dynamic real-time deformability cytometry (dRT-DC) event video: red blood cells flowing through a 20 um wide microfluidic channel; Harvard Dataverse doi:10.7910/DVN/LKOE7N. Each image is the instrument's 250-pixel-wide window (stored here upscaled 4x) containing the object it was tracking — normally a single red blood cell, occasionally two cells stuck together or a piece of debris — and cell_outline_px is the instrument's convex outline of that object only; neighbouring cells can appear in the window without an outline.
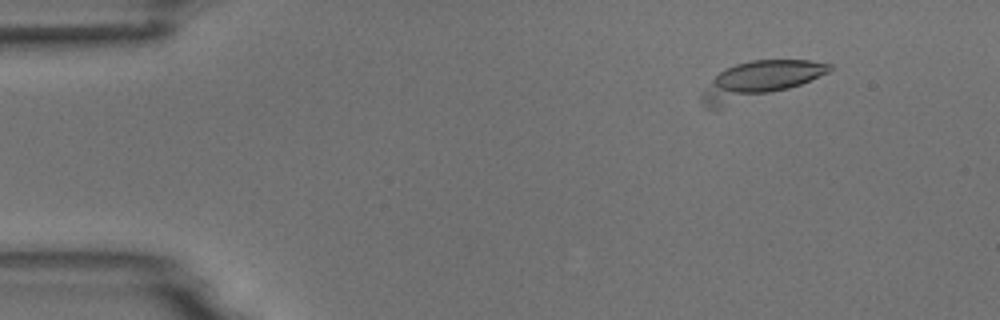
{"species": "common noctule bat (a hibernating species)", "species_latin": "Nyctalus noctula", "temperature_condition": "room temperature", "stored_images_in_passage": 9, "camera_frame_rate_fps": 3000, "um_per_image_px": 0.085, "animal": {"sex": "male", "body_mass_g": 18.8}, "frame": {"image": 1, "passage_image": 2, "time_ms": 1.333, "image_size_px": [1000, 320], "cell_outline_px": [[832, 68], [828, 72], [800, 84], [788, 88], [720, 108], [708, 108], [700, 104], [700, 96], [712, 80], [724, 68], [736, 64], [752, 60], [808, 60], [832, 64]], "centroid_in_image_um": [64.48, 6.81], "position_along_channel_um": 20.5, "area_um2": 26.93}}